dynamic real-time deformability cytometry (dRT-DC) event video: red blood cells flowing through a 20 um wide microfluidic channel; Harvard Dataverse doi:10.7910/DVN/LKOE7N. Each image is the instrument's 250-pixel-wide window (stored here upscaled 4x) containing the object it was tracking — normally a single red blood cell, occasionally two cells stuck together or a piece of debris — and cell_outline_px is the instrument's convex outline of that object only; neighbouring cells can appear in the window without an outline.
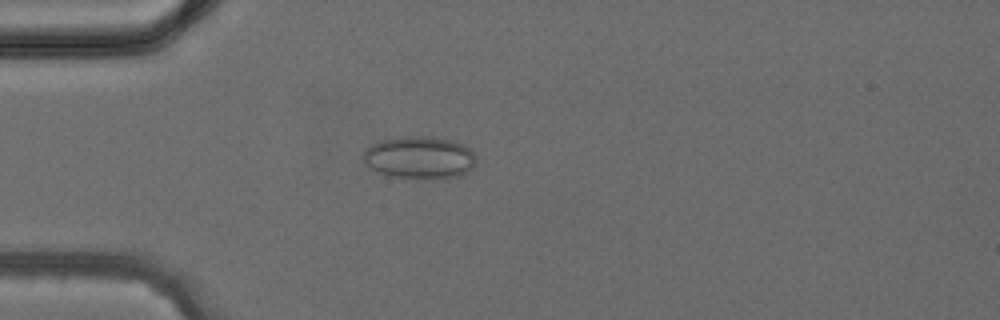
{"species": "common noctule bat (a hibernating species)", "species_latin": "Nyctalus noctula", "temperature_condition": "cold", "stored_images_in_passage": 41, "camera_frame_rate_fps": 3000, "um_per_image_px": 0.085, "animal": {"sex": "female", "body_mass_g": 24.6, "forearm_length_mm": 56.2}, "frame": {"image": 1, "passage_image": 11, "time_ms": 3.333, "image_size_px": [1000, 320], "cell_outline_px": [[476, 164], [468, 172], [456, 176], [392, 176], [380, 172], [372, 168], [364, 160], [364, 152], [372, 144], [380, 140], [404, 136], [432, 136], [464, 144], [476, 156]], "centroid_in_image_um": [35.69, 13.34], "position_along_channel_um": 49.3, "area_um2": 26.99}}
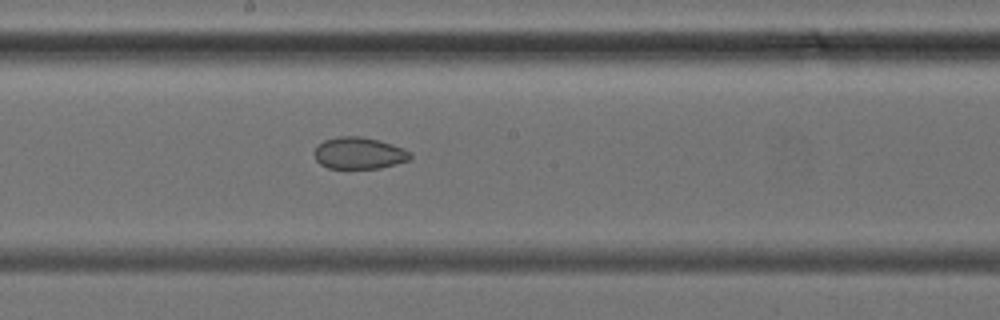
{"frame": {"image": 2, "passage_image": 22, "time_ms": 7.0, "image_size_px": [1000, 320], "cell_outline_px": [[412, 156], [408, 160], [380, 168], [328, 168], [320, 164], [316, 160], [312, 152], [316, 144], [324, 140], [340, 136], [360, 136], [392, 144], [404, 148], [412, 152]], "centroid_in_image_um": [30.47, 13.01], "position_along_channel_um": 217.7, "area_um2": 17.86}}
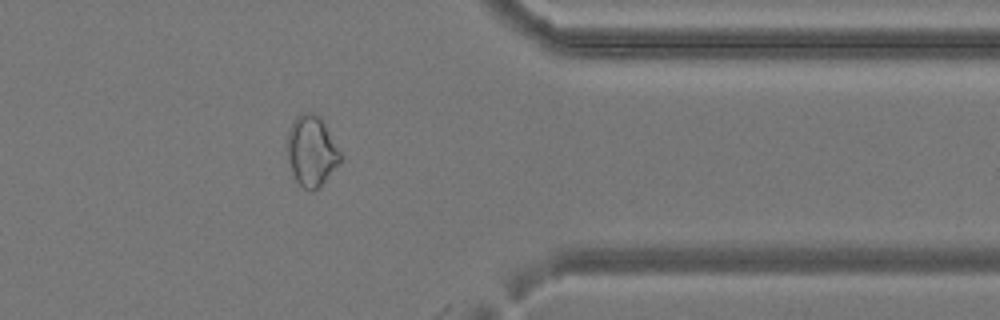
{"frame": {"image": 3, "passage_image": 33, "time_ms": 10.667, "image_size_px": [1000, 320], "cell_outline_px": [[340, 164], [320, 188], [312, 192], [304, 188], [296, 180], [292, 172], [284, 148], [288, 132], [296, 116], [304, 112], [312, 112], [320, 116], [340, 152]], "centroid_in_image_um": [26.45, 12.86], "position_along_channel_um": 384.9, "area_um2": 22.14}}